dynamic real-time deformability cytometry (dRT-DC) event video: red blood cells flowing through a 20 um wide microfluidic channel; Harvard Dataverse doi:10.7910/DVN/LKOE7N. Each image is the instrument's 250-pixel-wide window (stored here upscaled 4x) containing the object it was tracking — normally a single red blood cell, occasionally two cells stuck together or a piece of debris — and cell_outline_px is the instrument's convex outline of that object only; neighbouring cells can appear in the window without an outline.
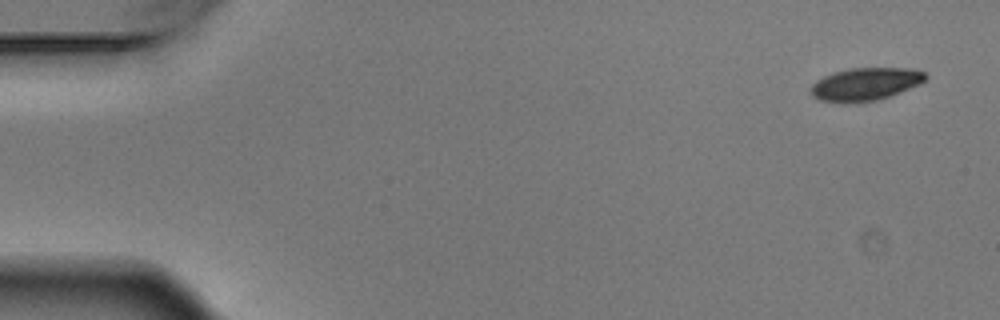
{"species": "Egyptian fruit bat (a non-hibernating species)", "species_latin": "Rousettus aegyptiacus", "temperature_condition": "warm", "stored_images_in_passage": 4, "camera_frame_rate_fps": 3000, "um_per_image_px": 0.085, "animal": {"sex": "male"}, "frame": {"image": 1, "passage_image": 1, "time_ms": 0.0, "image_size_px": [1000, 320], "cell_outline_px": [[928, 80], [920, 84], [900, 92], [876, 100], [856, 104], [820, 100], [812, 96], [808, 88], [816, 80], [832, 72], [852, 68], [912, 68], [924, 72], [928, 76]], "centroid_in_image_um": [73.55, 7.15], "position_along_channel_um": 11.5, "area_um2": 22.25}}